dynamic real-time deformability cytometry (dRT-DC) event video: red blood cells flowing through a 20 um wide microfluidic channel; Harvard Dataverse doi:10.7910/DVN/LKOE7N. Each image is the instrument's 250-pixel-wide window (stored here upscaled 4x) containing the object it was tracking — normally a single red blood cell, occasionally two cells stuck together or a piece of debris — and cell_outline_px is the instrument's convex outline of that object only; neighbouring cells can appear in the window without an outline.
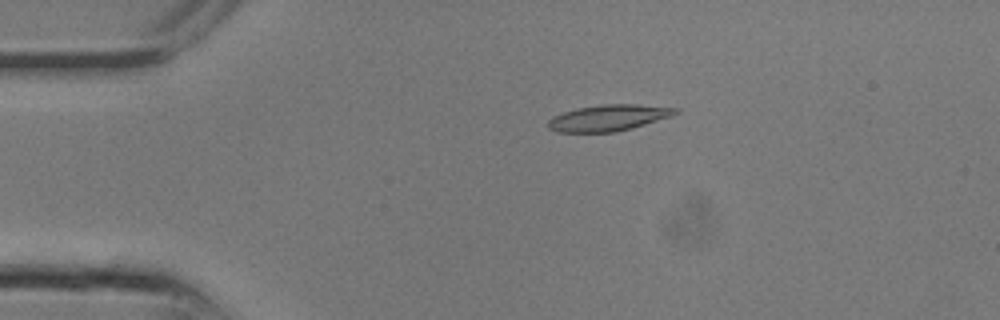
{"species": "common noctule bat (a hibernating species)", "species_latin": "Nyctalus noctula", "temperature_condition": "room temperature", "stored_images_in_passage": 10, "camera_frame_rate_fps": 3000, "um_per_image_px": 0.085, "animal": {"sex": "male", "body_mass_g": 13.3}, "frame": {"image": 1, "passage_image": 6, "time_ms": 1.667, "image_size_px": [1000, 320], "cell_outline_px": [[680, 112], [672, 116], [644, 124], [612, 132], [556, 132], [548, 128], [548, 120], [552, 116], [576, 108], [600, 104], [636, 104], [680, 108]], "centroid_in_image_um": [51.71, 10.0], "position_along_channel_um": 33.3, "area_um2": 19.42}}
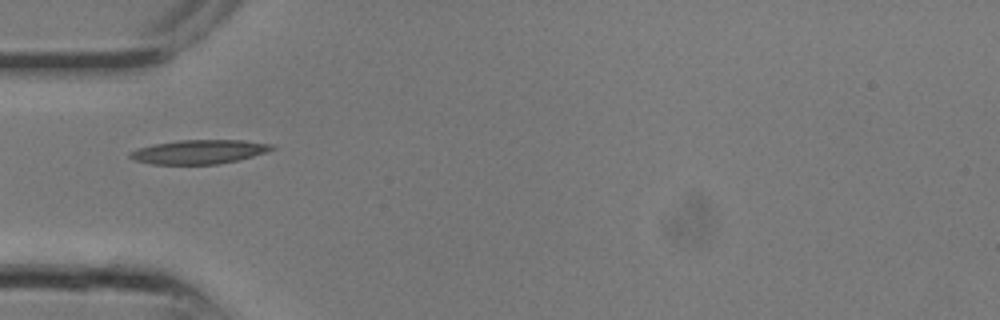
{"frame": {"image": 2, "passage_image": 9, "time_ms": 2.667, "image_size_px": [1000, 320], "cell_outline_px": [[276, 148], [252, 156], [236, 160], [216, 164], [152, 164], [136, 160], [128, 156], [128, 152], [136, 148], [176, 140], [244, 140], [272, 144]], "centroid_in_image_um": [16.88, 12.89], "position_along_channel_um": 68.1, "area_um2": 19.71}}